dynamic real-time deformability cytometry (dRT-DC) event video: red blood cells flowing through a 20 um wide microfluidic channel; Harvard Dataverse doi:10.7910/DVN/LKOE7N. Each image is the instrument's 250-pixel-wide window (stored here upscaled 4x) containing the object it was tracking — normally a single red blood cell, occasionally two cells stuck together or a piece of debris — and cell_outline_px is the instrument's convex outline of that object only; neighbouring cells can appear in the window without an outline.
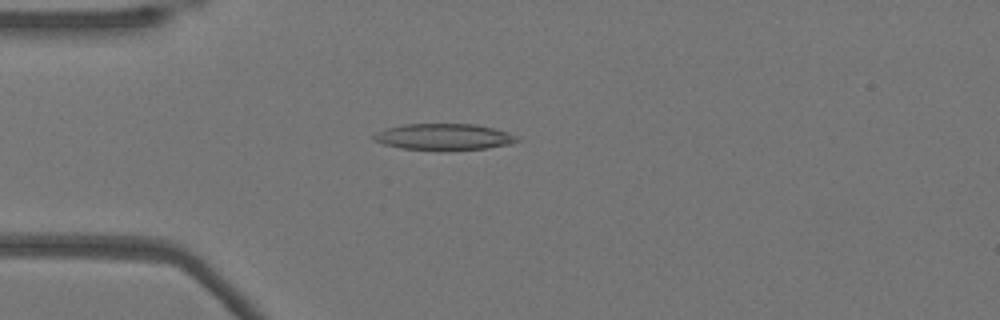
{"species": "Egyptian fruit bat (a non-hibernating species)", "species_latin": "Rousettus aegyptiacus", "temperature_condition": "warm", "stored_images_in_passage": 46, "camera_frame_rate_fps": 3000, "um_per_image_px": 0.085, "animal": {"sex": "female"}, "frame": {"image": 1, "passage_image": 8, "time_ms": 2.333, "image_size_px": [1000, 320], "cell_outline_px": [[524, 140], [508, 144], [488, 148], [400, 148], [384, 144], [372, 140], [372, 136], [376, 132], [384, 128], [404, 124], [476, 124], [508, 132], [520, 136]], "centroid_in_image_um": [37.75, 11.59], "position_along_channel_um": 47.3, "area_um2": 21.5}}
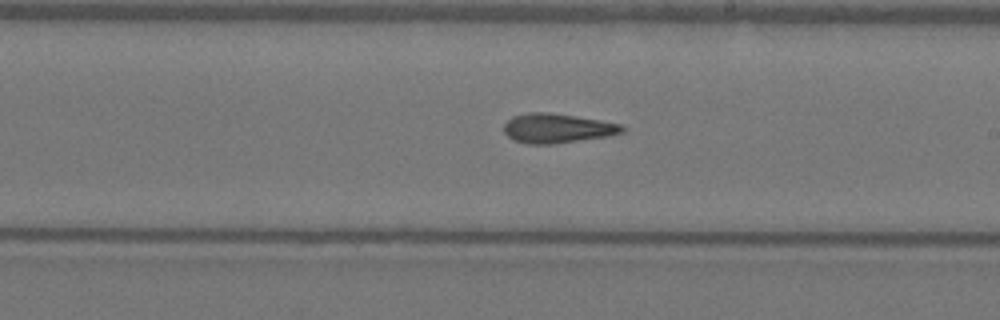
{"frame": {"image": 2, "passage_image": 24, "time_ms": 7.667, "image_size_px": [1000, 320], "cell_outline_px": [[624, 132], [608, 136], [552, 144], [528, 144], [512, 140], [504, 132], [504, 124], [512, 116], [528, 112], [548, 112], [600, 120], [620, 124], [624, 128]], "centroid_in_image_um": [47.32, 10.9], "position_along_channel_um": 241.7, "area_um2": 20.23}}
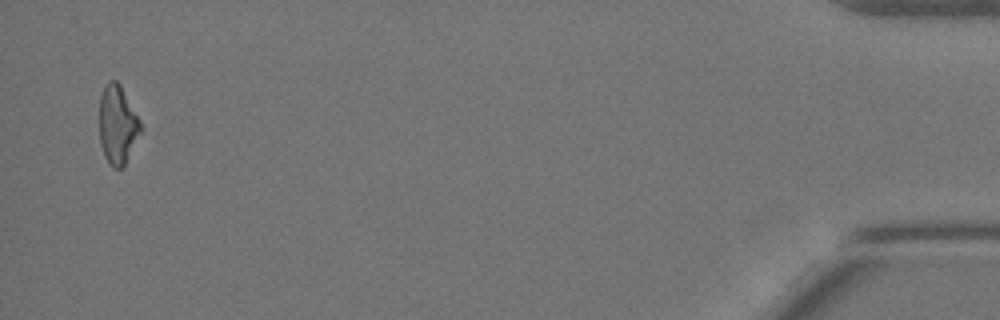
{"frame": {"image": 3, "passage_image": 45, "time_ms": 14.667, "image_size_px": [1000, 320], "cell_outline_px": [[140, 132], [124, 164], [120, 168], [112, 168], [104, 156], [100, 144], [100, 96], [104, 84], [108, 80], [116, 80], [120, 84], [140, 120]], "centroid_in_image_um": [9.96, 10.56], "position_along_channel_um": 425.2, "area_um2": 18.61}, "authors_computed_cell_mechanics": {"area_um2": 20.1144, "velocity_mm_per_s": 3.8933, "shape_relaxation_time_tau1_ms": 8.013, "shape_relaxation_time_tau2_ms": 7.1898, "deformation_change_tau1": 0.229, "deformation_change_tau2": 0.2169}}